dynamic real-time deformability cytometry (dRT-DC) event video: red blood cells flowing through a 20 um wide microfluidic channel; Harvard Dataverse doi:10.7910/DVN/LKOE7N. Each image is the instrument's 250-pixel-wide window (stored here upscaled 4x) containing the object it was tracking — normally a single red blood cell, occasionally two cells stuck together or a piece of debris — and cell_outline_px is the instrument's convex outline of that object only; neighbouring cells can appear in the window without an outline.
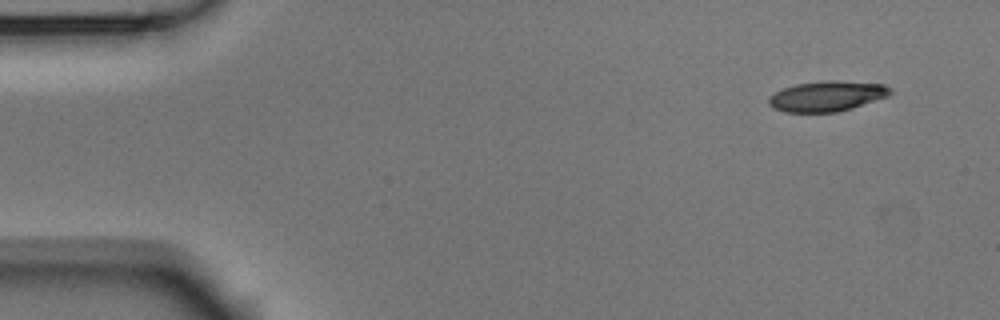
{"species": "Egyptian fruit bat (a non-hibernating species)", "species_latin": "Rousettus aegyptiacus", "temperature_condition": "room temperature", "stored_images_in_passage": 4, "camera_frame_rate_fps": 3000, "um_per_image_px": 0.085, "animal": {"sex": "male"}, "frame": {"image": 1, "passage_image": 1, "time_ms": 0.0, "image_size_px": [1000, 320], "cell_outline_px": [[892, 92], [888, 96], [852, 108], [836, 112], [784, 112], [772, 108], [768, 104], [768, 96], [784, 88], [796, 84], [828, 80], [832, 80], [884, 84], [892, 88]], "centroid_in_image_um": [70.28, 8.17], "position_along_channel_um": 14.7, "area_um2": 21.5}}
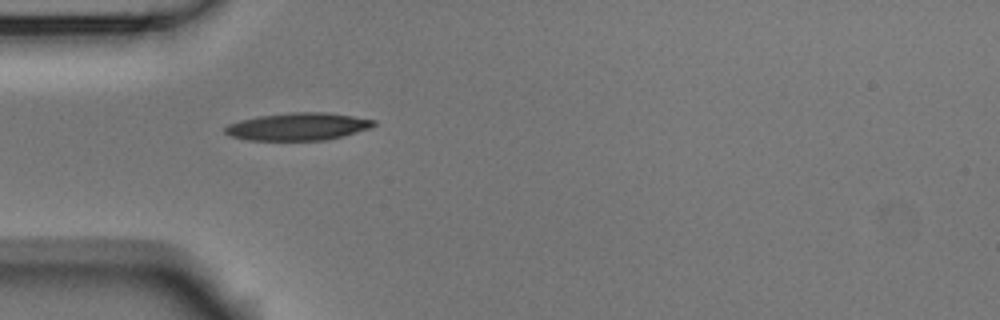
{"frame": {"image": 2, "passage_image": 4, "time_ms": 1.0, "image_size_px": [1000, 320], "cell_outline_px": [[376, 124], [368, 128], [356, 132], [324, 140], [248, 140], [232, 136], [224, 132], [224, 128], [228, 124], [240, 120], [260, 116], [292, 112], [324, 112], [352, 116], [376, 120]], "centroid_in_image_um": [25.3, 10.75], "position_along_channel_um": 59.7, "area_um2": 23.52}}